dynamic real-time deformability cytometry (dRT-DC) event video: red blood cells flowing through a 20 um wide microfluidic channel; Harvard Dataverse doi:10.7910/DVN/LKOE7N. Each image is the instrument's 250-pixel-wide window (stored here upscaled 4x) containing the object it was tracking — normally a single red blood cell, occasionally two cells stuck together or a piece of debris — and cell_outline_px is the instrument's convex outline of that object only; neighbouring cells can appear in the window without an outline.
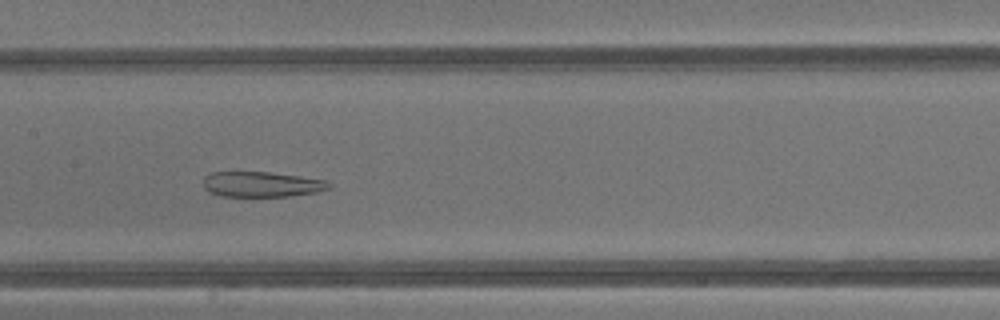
{"species": "common noctule bat (a hibernating species)", "species_latin": "Nyctalus noctula", "temperature_condition": "warm", "stored_images_in_passage": 43, "camera_frame_rate_fps": 3000, "um_per_image_px": 0.085, "animal": {"sex": "male", "body_mass_g": 13.3}, "frame": {"image": 1, "passage_image": 22, "time_ms": 7.0, "image_size_px": [1000, 320], "cell_outline_px": [[332, 184], [328, 188], [316, 192], [292, 196], [252, 200], [220, 196], [208, 192], [204, 188], [204, 176], [212, 172], [268, 172], [300, 176], [328, 180]], "centroid_in_image_um": [22.21, 15.72], "position_along_channel_um": 185.2, "area_um2": 19.65}}
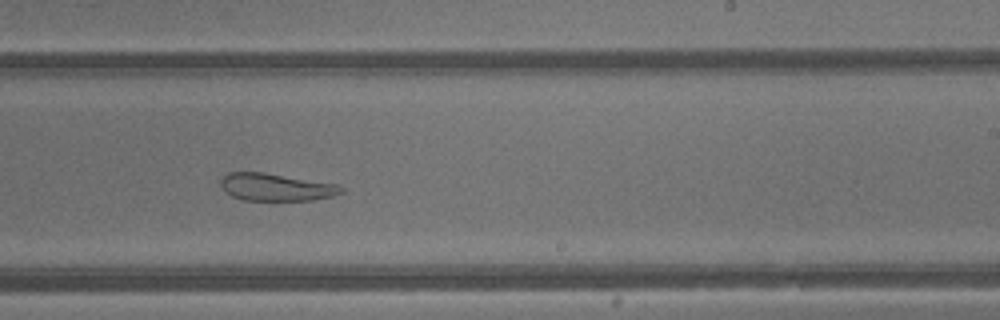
{"frame": {"image": 2, "passage_image": 27, "time_ms": 8.667, "image_size_px": [1000, 320], "cell_outline_px": [[344, 192], [332, 196], [312, 200], [244, 200], [232, 196], [220, 184], [220, 180], [228, 172], [264, 172], [336, 184], [344, 188]], "centroid_in_image_um": [23.47, 15.9], "position_along_channel_um": 265.5, "area_um2": 19.07}}
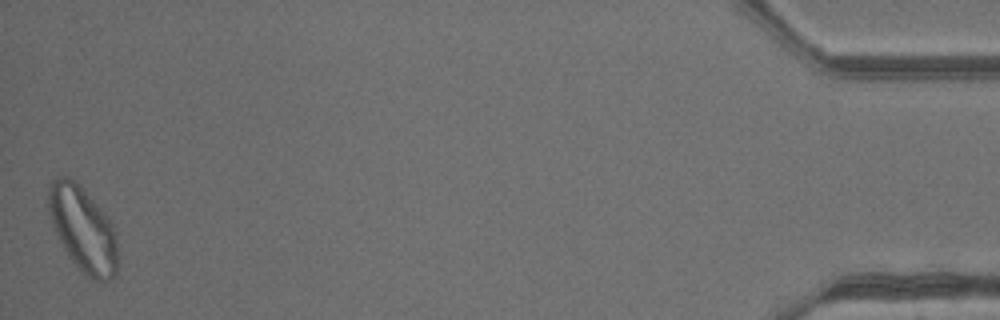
{"frame": {"image": 3, "passage_image": 43, "time_ms": 14.0, "image_size_px": [1000, 320], "cell_outline_px": [[116, 272], [104, 284], [92, 280], [84, 276], [80, 272], [68, 256], [56, 232], [48, 212], [48, 188], [52, 180], [56, 176], [68, 176], [80, 184], [112, 224], [116, 232]], "centroid_in_image_um": [7.03, 19.5], "position_along_channel_um": 428.2, "area_um2": 34.33}, "authors_computed_cell_mechanics": {"area_um2": 29.6514, "velocity_mm_per_s": 4.8484, "shape_relaxation_time_tau1_ms": null, "shape_relaxation_time_tau2_ms": 2.5183, "deformation_change_tau1": null, "deformation_change_tau2": 0.1091}}